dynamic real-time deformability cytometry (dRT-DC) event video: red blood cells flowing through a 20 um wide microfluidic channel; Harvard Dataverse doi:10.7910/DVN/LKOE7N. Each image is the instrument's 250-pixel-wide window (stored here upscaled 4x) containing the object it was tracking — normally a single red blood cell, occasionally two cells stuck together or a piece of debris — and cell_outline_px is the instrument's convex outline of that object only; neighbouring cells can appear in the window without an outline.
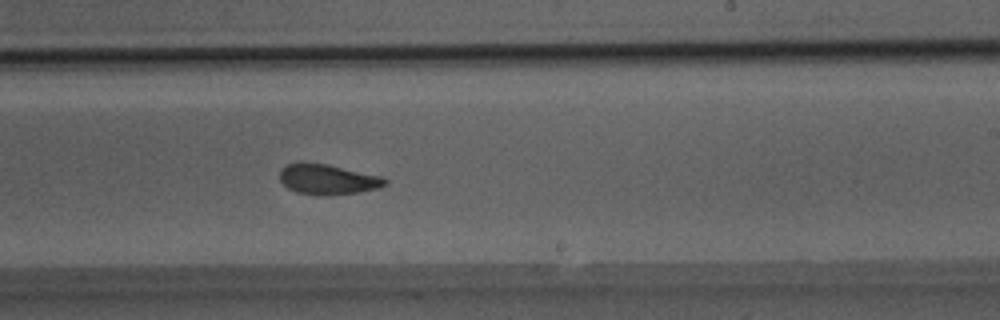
{"species": "Egyptian fruit bat (a non-hibernating species)", "species_latin": "Rousettus aegyptiacus", "temperature_condition": "room temperature", "stored_images_in_passage": 51, "camera_frame_rate_fps": 3000, "um_per_image_px": 0.085, "animal": {"sex": "male"}, "frame": {"image": 1, "passage_image": 30, "time_ms": 9.667, "image_size_px": [1000, 320], "cell_outline_px": [[388, 184], [380, 188], [356, 192], [320, 196], [296, 192], [288, 188], [280, 180], [280, 168], [288, 164], [300, 160], [328, 164], [384, 176], [388, 180]], "centroid_in_image_um": [27.86, 15.21], "position_along_channel_um": 261.1, "area_um2": 19.07}, "authors_computed_cell_mechanics": {"area_um2": 19.074, "velocity_mm_per_s": 4.0498, "shape_relaxation_time_tau1_ms": 2.9982, "shape_relaxation_time_tau2_ms": 1.6503, "deformation_change_tau1": 0.1271, "deformation_change_tau2": 0.0814}}